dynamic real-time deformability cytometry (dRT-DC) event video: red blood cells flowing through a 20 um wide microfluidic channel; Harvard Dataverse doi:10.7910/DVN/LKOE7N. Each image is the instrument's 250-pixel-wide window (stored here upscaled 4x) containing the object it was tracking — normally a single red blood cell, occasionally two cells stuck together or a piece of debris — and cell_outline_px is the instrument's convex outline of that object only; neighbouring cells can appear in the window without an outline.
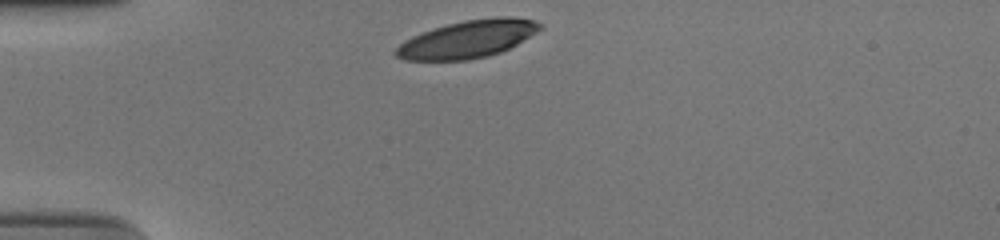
{"species": "human", "species_latin": "Homo sapiens", "temperature_condition": "cold", "stored_images_in_passage": 31, "camera_frame_rate_fps": 3000, "um_per_image_px": 0.085, "donor": {"sex": "male"}, "frame": {"image": 1, "passage_image": 1, "time_ms": 0.0, "image_size_px": [1000, 240], "cell_outline_px": [[544, 28], [516, 44], [500, 52], [488, 56], [468, 60], [404, 60], [396, 56], [392, 52], [404, 40], [412, 36], [432, 28], [464, 20], [496, 16], [512, 16], [532, 20], [544, 24]], "centroid_in_image_um": [39.76, 3.32], "position_along_channel_um": 45.2, "area_um2": 31.67}}
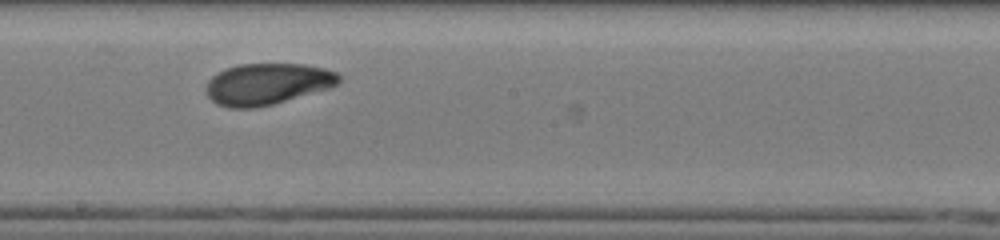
{"frame": {"image": 2, "passage_image": 18, "time_ms": 5.667, "image_size_px": [1000, 240], "cell_outline_px": [[340, 80], [336, 84], [328, 88], [272, 104], [256, 108], [228, 108], [216, 104], [204, 92], [204, 88], [208, 80], [212, 76], [228, 68], [240, 64], [304, 64], [324, 68], [336, 72], [340, 76]], "centroid_in_image_um": [22.67, 7.14], "position_along_channel_um": 225.5, "area_um2": 31.91}}
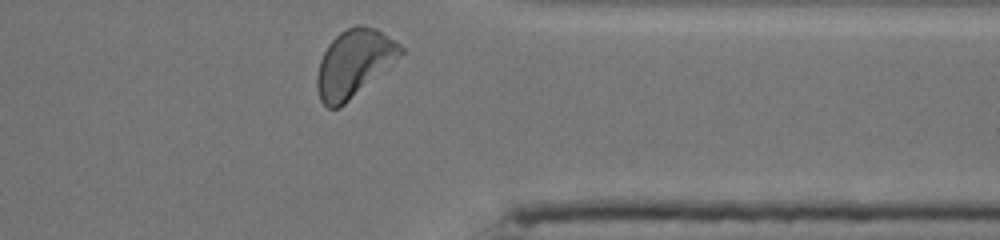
{"frame": {"image": 3, "passage_image": 31, "time_ms": 10.0, "image_size_px": [1000, 240], "cell_outline_px": [[404, 52], [400, 56], [340, 108], [328, 108], [320, 100], [316, 84], [316, 76], [320, 60], [328, 44], [340, 32], [356, 24], [364, 24], [376, 28], [400, 44], [404, 48]], "centroid_in_image_um": [30.07, 5.36], "position_along_channel_um": 381.3, "area_um2": 32.43}, "authors_computed_cell_mechanics": {"area_um2": 31.8478, "velocity_mm_per_s": 3.702, "shape_relaxation_time_tau1_ms": 6.083, "shape_relaxation_time_tau2_ms": 6.2487, "deformation_change_tau1": 0.2069, "deformation_change_tau2": 0.1067}}